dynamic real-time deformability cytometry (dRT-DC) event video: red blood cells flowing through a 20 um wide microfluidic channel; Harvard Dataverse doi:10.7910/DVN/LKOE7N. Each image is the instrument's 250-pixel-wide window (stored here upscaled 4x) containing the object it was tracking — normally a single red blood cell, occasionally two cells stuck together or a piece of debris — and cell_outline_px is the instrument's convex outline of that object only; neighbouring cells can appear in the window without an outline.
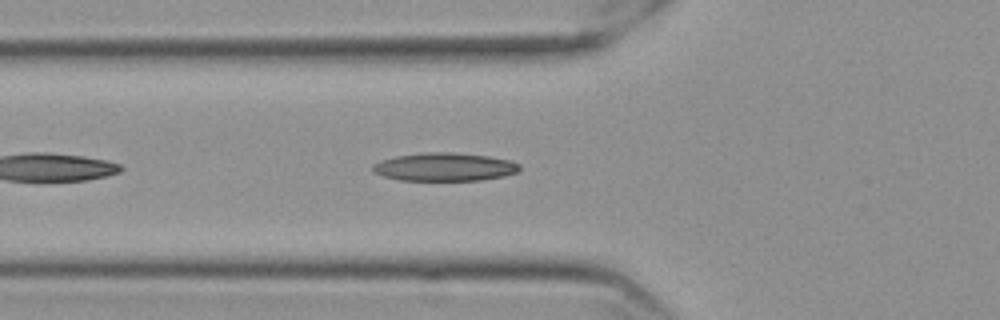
{"species": "Egyptian fruit bat (a non-hibernating species)", "species_latin": "Rousettus aegyptiacus", "temperature_condition": "cold", "stored_images_in_passage": 17, "camera_frame_rate_fps": 3000, "um_per_image_px": 0.085, "frame": {"image": 1, "passage_image": 6, "time_ms": 1.667, "image_size_px": [1000, 320], "cell_outline_px": [[520, 168], [516, 172], [504, 176], [480, 180], [400, 180], [384, 176], [372, 172], [372, 164], [380, 160], [396, 156], [420, 152], [452, 152], [488, 156], [508, 160], [520, 164]], "centroid_in_image_um": [37.74, 14.18], "position_along_channel_um": 88.1, "area_um2": 24.16}}
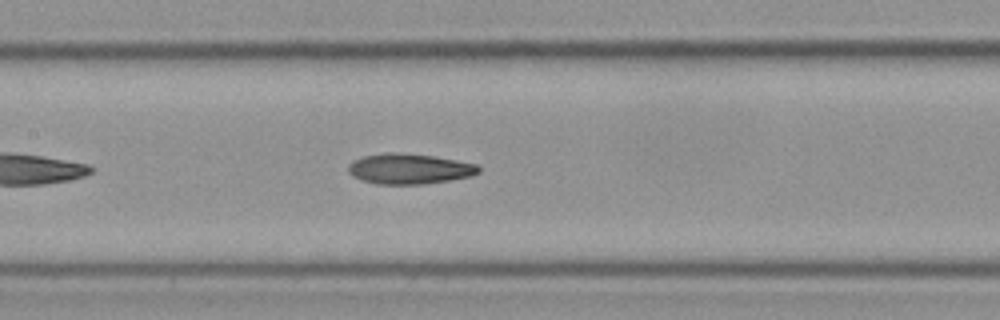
{"frame": {"image": 2, "passage_image": 13, "time_ms": 4.0, "image_size_px": [1000, 320], "cell_outline_px": [[480, 172], [472, 176], [424, 184], [376, 184], [360, 180], [352, 176], [348, 172], [348, 164], [352, 160], [364, 156], [388, 152], [392, 152], [432, 156], [456, 160], [476, 164], [480, 168]], "centroid_in_image_um": [34.75, 14.36], "position_along_channel_um": 172.6, "area_um2": 23.06}}
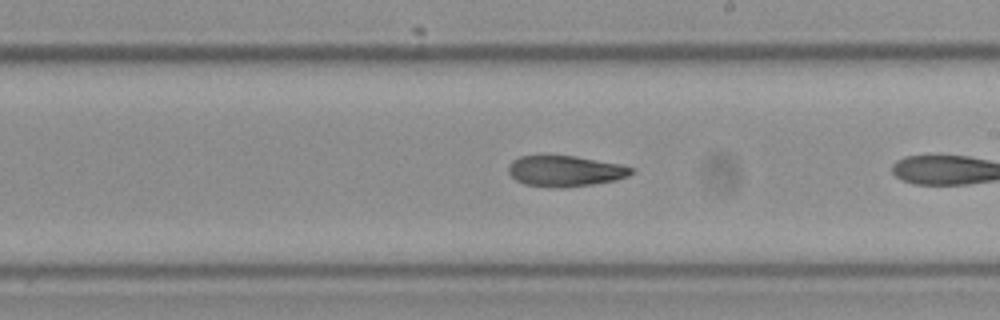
{"frame": {"image": 3, "passage_image": 16, "time_ms": 5.0, "image_size_px": [1000, 320], "cell_outline_px": [[636, 168], [628, 176], [616, 180], [592, 184], [564, 188], [552, 188], [524, 184], [516, 180], [508, 172], [508, 164], [512, 160], [520, 156], [540, 152], [576, 156], [620, 164]], "centroid_in_image_um": [47.97, 14.5], "position_along_channel_um": 241.0, "area_um2": 23.0}}